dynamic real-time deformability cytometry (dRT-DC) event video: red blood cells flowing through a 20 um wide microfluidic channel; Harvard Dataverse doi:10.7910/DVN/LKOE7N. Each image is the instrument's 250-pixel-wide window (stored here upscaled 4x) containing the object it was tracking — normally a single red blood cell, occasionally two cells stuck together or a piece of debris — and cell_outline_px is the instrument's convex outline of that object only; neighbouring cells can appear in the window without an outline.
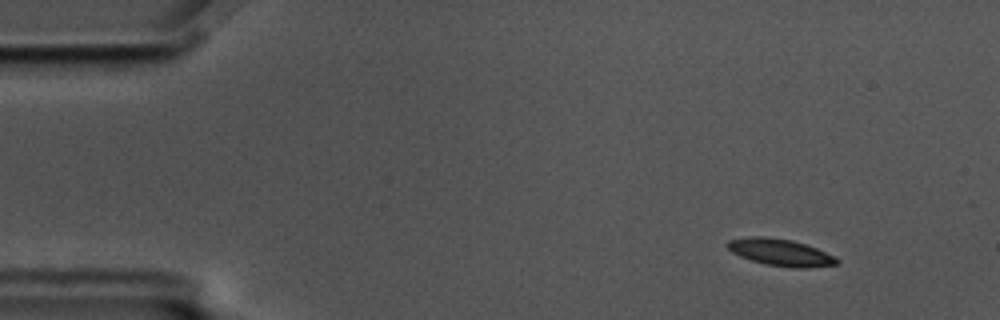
{"species": "common noctule bat (a hibernating species)", "species_latin": "Nyctalus noctula", "temperature_condition": "cold", "stored_images_in_passage": 15, "camera_frame_rate_fps": 3000, "um_per_image_px": 0.085, "animal": {"sex": "male", "body_mass_g": 17.5, "forearm_length_mm": 52.3}, "frame": {"image": 1, "passage_image": 7, "time_ms": 2.0, "image_size_px": [1000, 320], "cell_outline_px": [[840, 260], [836, 264], [804, 268], [792, 268], [768, 264], [752, 260], [740, 256], [732, 252], [724, 244], [728, 240], [752, 236], [764, 236], [792, 240], [816, 248], [836, 256]], "centroid_in_image_um": [66.33, 21.44], "position_along_channel_um": 18.7, "area_um2": 17.05}}